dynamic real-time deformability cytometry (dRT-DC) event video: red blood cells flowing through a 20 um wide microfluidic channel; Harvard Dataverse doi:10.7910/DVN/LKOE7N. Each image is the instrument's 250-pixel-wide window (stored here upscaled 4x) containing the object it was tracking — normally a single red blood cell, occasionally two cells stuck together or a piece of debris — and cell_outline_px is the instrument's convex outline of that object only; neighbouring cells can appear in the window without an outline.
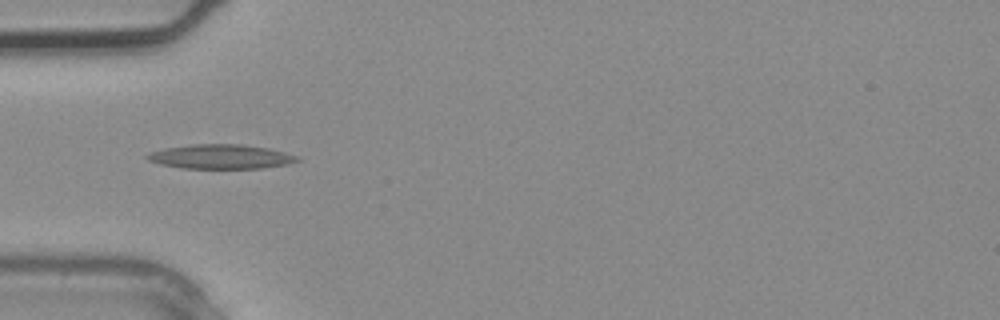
{"species": "common noctule bat (a hibernating species)", "species_latin": "Nyctalus noctula", "temperature_condition": "warm", "stored_images_in_passage": 2, "camera_frame_rate_fps": 3000, "um_per_image_px": 0.085, "animal": {"sex": "male", "body_mass_g": 20.4}, "frame": {"image": 1, "passage_image": 2, "time_ms": 0.333, "image_size_px": [1000, 320], "cell_outline_px": [[300, 160], [284, 164], [264, 168], [180, 168], [160, 164], [148, 160], [144, 156], [148, 152], [164, 148], [192, 144], [240, 144], [268, 148], [284, 152], [296, 156]], "centroid_in_image_um": [18.68, 13.31], "position_along_channel_um": 66.3, "area_um2": 21.21}}